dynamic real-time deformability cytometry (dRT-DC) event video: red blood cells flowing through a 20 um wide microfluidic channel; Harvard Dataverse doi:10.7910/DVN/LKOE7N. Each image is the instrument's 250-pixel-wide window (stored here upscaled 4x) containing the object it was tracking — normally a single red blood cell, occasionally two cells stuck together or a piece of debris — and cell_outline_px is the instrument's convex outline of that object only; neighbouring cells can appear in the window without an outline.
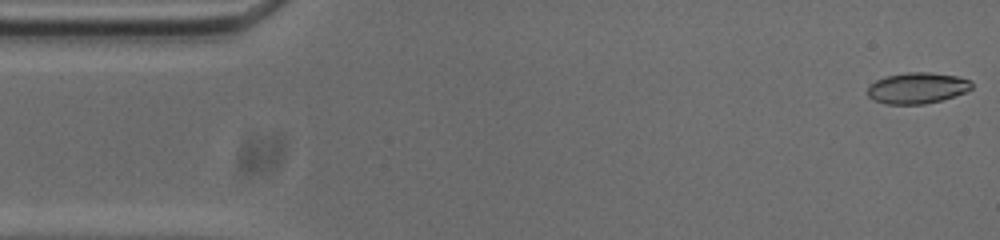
{"species": "common noctule bat (a hibernating species)", "species_latin": "Nyctalus noctula", "temperature_condition": "cold", "stored_images_in_passage": 53, "camera_frame_rate_fps": 3000, "um_per_image_px": 0.085, "animal": {"sex": "male", "body_mass_g": 20.0, "forearm_length_mm": 53.3}, "frame": {"image": 1, "passage_image": 1, "time_ms": 0.0, "image_size_px": [1000, 240], "cell_outline_px": [[972, 88], [964, 92], [940, 100], [924, 104], [884, 104], [868, 96], [868, 88], [876, 80], [888, 76], [908, 72], [928, 72], [956, 76], [972, 80]], "centroid_in_image_um": [77.98, 7.48], "position_along_channel_um": 7.0, "area_um2": 18.55}}
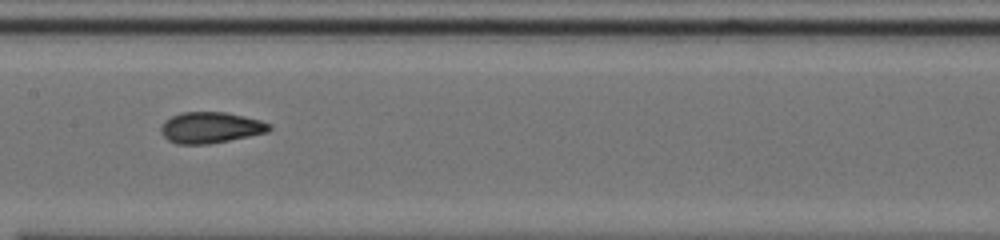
{"frame": {"image": 2, "passage_image": 25, "time_ms": 8.0, "image_size_px": [1000, 240], "cell_outline_px": [[272, 128], [268, 132], [208, 144], [176, 144], [168, 140], [160, 132], [160, 128], [164, 120], [180, 112], [224, 112], [244, 116], [260, 120], [272, 124]], "centroid_in_image_um": [17.88, 10.84], "position_along_channel_um": 189.5, "area_um2": 19.65}}
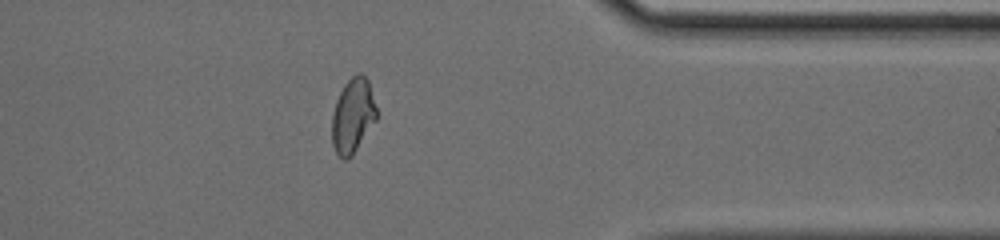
{"frame": {"image": 3, "passage_image": 42, "time_ms": 13.667, "image_size_px": [1000, 240], "cell_outline_px": [[376, 120], [352, 156], [344, 160], [336, 152], [332, 144], [332, 116], [336, 100], [344, 84], [356, 72], [360, 72], [368, 80], [376, 108]], "centroid_in_image_um": [29.98, 9.82], "position_along_channel_um": 381.4, "area_um2": 19.25}, "authors_computed_cell_mechanics": {"area_um2": 19.5364, "velocity_mm_per_s": 3.7299, "shape_relaxation_time_tau1_ms": null, "shape_relaxation_time_tau2_ms": 1.1633, "deformation_change_tau1": null, "deformation_change_tau2": 0.0541}}